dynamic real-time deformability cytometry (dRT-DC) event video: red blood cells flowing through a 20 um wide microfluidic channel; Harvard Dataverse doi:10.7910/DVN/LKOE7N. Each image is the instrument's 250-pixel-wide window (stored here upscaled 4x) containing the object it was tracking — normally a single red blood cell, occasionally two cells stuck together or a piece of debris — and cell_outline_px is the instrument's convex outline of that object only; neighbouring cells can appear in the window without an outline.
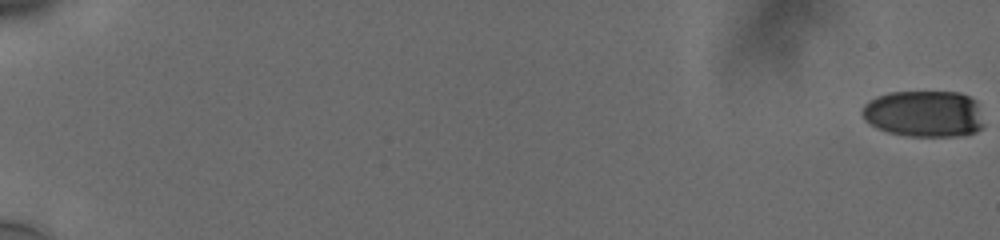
{"species": "human", "species_latin": "Homo sapiens", "temperature_condition": "cold", "stored_images_in_passage": 59, "camera_frame_rate_fps": 3000, "um_per_image_px": 0.085, "donor": {"sex": "male"}, "frame": {"image": 1, "passage_image": 1, "time_ms": 0.0, "image_size_px": [1000, 240], "cell_outline_px": [[984, 124], [976, 132], [956, 136], [908, 136], [888, 132], [876, 128], [864, 120], [860, 112], [864, 104], [868, 100], [876, 96], [888, 92], [960, 92], [976, 100]], "centroid_in_image_um": [78.51, 9.66], "position_along_channel_um": 6.5, "area_um2": 33.35}}
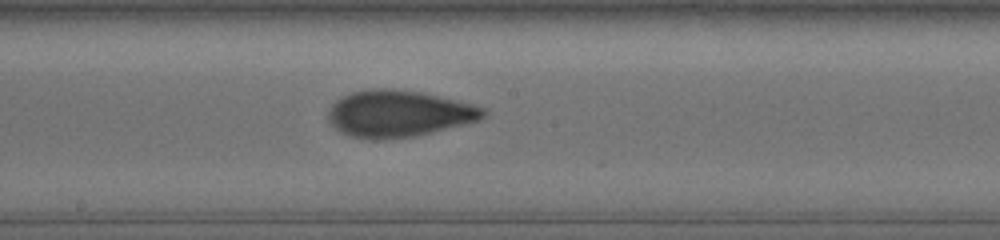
{"frame": {"image": 2, "passage_image": 36, "time_ms": 11.667, "image_size_px": [1000, 240], "cell_outline_px": [[488, 112], [480, 120], [412, 136], [376, 140], [372, 140], [352, 136], [340, 132], [328, 120], [328, 112], [332, 104], [340, 96], [352, 92], [368, 88], [392, 88], [424, 92], [472, 104], [484, 108]], "centroid_in_image_um": [33.85, 9.63], "position_along_channel_um": 214.3, "area_um2": 42.14}}
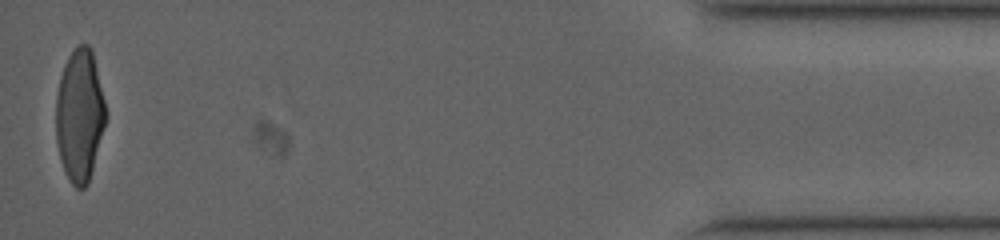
{"frame": {"image": 3, "passage_image": 59, "time_ms": 19.333, "image_size_px": [1000, 240], "cell_outline_px": [[108, 116], [88, 184], [84, 188], [76, 188], [72, 184], [64, 168], [60, 156], [56, 140], [56, 96], [60, 76], [64, 64], [68, 56], [80, 44], [88, 44], [92, 48], [108, 112]], "centroid_in_image_um": [6.8, 9.77], "position_along_channel_um": 428.4, "area_um2": 38.73}, "authors_computed_cell_mechanics": {"area_um2": 39.5352, "velocity_mm_per_s": 3.7638, "shape_relaxation_time_tau1_ms": 5.1518, "shape_relaxation_time_tau2_ms": 1.3452, "deformation_change_tau1": 0.187, "deformation_change_tau2": 0.0773}}